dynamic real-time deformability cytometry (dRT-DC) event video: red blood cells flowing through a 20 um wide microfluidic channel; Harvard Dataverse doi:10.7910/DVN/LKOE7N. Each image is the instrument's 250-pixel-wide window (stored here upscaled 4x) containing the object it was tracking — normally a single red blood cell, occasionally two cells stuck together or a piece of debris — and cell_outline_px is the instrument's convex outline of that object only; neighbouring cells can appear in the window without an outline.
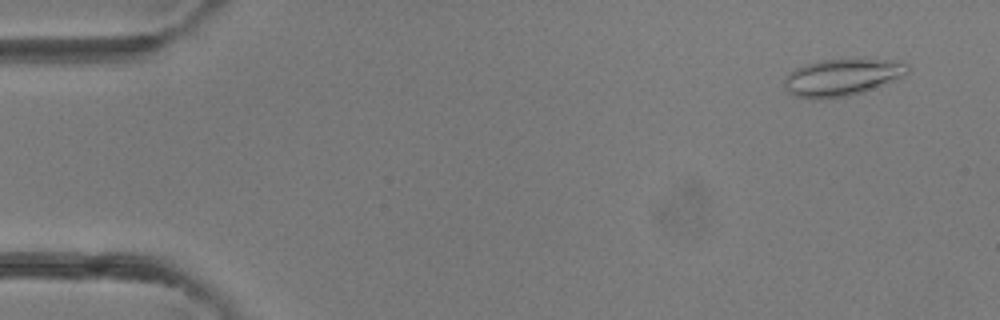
{"species": "common noctule bat (a hibernating species)", "species_latin": "Nyctalus noctula", "temperature_condition": "room temperature", "stored_images_in_passage": 38, "camera_frame_rate_fps": 3000, "um_per_image_px": 0.085, "animal": {"sex": "female"}, "frame": {"image": 1, "passage_image": 1, "time_ms": 0.0, "image_size_px": [1000, 320], "cell_outline_px": [[908, 72], [904, 76], [864, 92], [848, 96], [816, 100], [792, 96], [788, 92], [784, 84], [784, 76], [796, 68], [820, 60], [864, 56], [908, 64]], "centroid_in_image_um": [71.56, 6.55], "position_along_channel_um": 13.4, "area_um2": 27.34}}
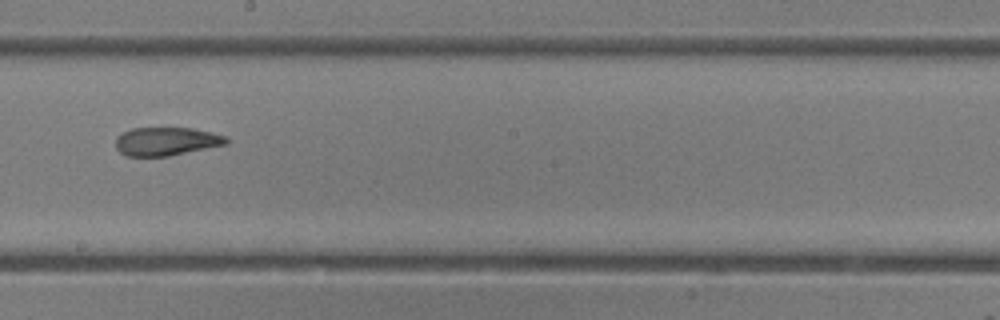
{"frame": {"image": 2, "passage_image": 21, "time_ms": 6.667, "image_size_px": [1000, 320], "cell_outline_px": [[228, 144], [168, 156], [124, 156], [116, 148], [116, 136], [132, 128], [192, 128], [212, 132], [228, 136]], "centroid_in_image_um": [14.15, 12.01], "position_along_channel_um": 234.0, "area_um2": 18.38}}
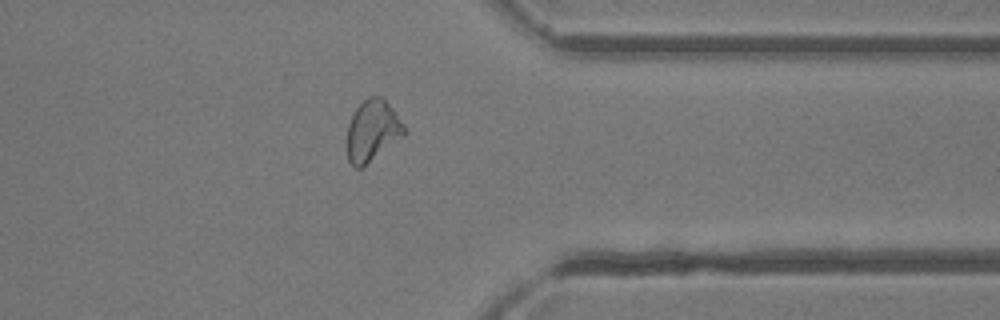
{"frame": {"image": 3, "passage_image": 30, "time_ms": 9.667, "image_size_px": [1000, 320], "cell_outline_px": [[404, 136], [360, 168], [356, 168], [348, 160], [348, 124], [356, 108], [368, 96], [380, 96], [392, 108], [404, 124]], "centroid_in_image_um": [31.66, 11.09], "position_along_channel_um": 379.7, "area_um2": 19.88}}